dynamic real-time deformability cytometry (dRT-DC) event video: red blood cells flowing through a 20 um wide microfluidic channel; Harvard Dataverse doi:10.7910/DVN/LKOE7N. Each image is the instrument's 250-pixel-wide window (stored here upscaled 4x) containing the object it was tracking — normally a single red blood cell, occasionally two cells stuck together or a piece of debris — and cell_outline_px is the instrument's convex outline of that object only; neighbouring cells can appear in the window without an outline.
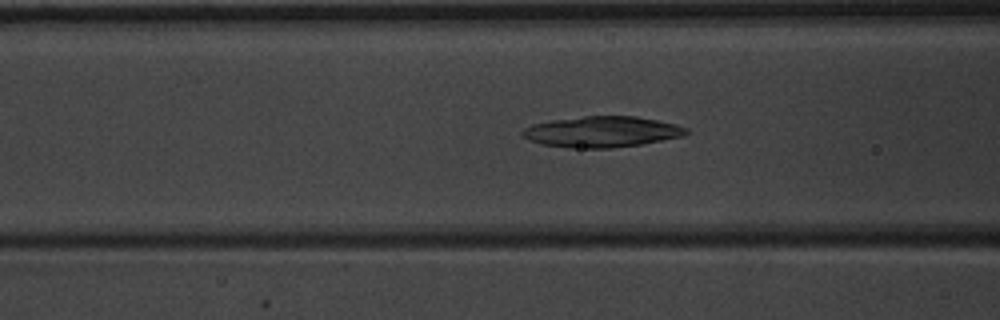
{"species": "common noctule bat (a hibernating species)", "species_latin": "Nyctalus noctula", "temperature_condition": "warm", "stored_images_in_passage": 45, "camera_frame_rate_fps": 3000, "um_per_image_px": 0.085, "animal": {"sex": "male", "body_mass_g": 20.1, "forearm_length_mm": 53.5}, "frame": {"image": 1, "passage_image": 21, "time_ms": 6.667, "image_size_px": [1000, 320], "cell_outline_px": [[688, 132], [684, 136], [640, 144], [612, 148], [568, 148], [540, 144], [528, 140], [520, 136], [520, 132], [524, 128], [532, 124], [552, 120], [584, 116], [636, 116], [676, 124], [688, 128]], "centroid_in_image_um": [51.11, 11.2], "position_along_channel_um": 115.5, "area_um2": 29.65}}
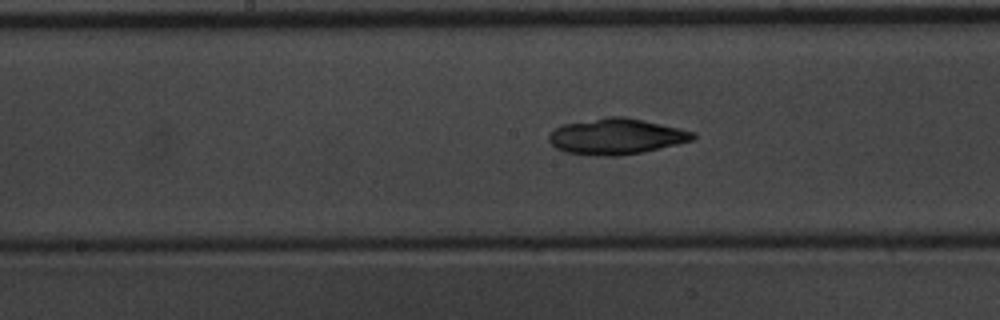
{"frame": {"image": 2, "passage_image": 27, "time_ms": 8.667, "image_size_px": [1000, 320], "cell_outline_px": [[696, 136], [692, 140], [660, 148], [620, 156], [604, 156], [564, 152], [556, 148], [548, 140], [548, 136], [556, 128], [564, 124], [608, 116], [624, 116], [696, 132]], "centroid_in_image_um": [52.37, 11.6], "position_along_channel_um": 195.8, "area_um2": 29.77}}
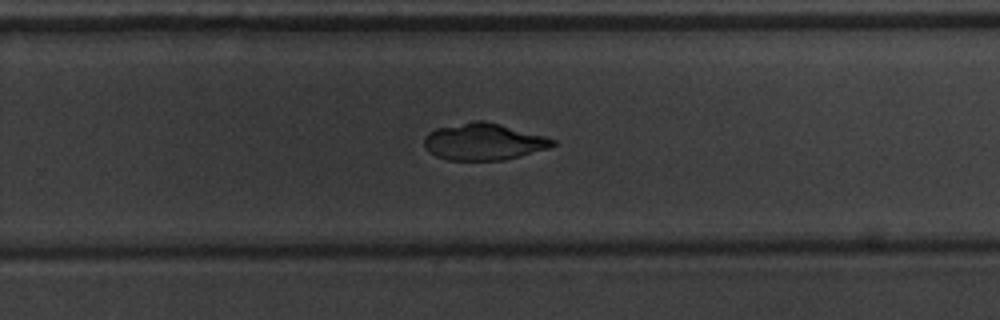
{"frame": {"image": 3, "passage_image": 34, "time_ms": 11.0, "image_size_px": [1000, 320], "cell_outline_px": [[556, 144], [548, 148], [520, 156], [504, 160], [448, 160], [436, 156], [428, 152], [424, 144], [424, 136], [428, 132], [436, 128], [472, 120], [484, 120], [544, 136], [556, 140]], "centroid_in_image_um": [41.07, 12.04], "position_along_channel_um": 288.7, "area_um2": 27.57}, "authors_computed_cell_mechanics": {"area_um2": 28.9578, "velocity_mm_per_s": 3.9979, "shape_relaxation_time_tau1_ms": 4.6873, "shape_relaxation_time_tau2_ms": 1.468, "deformation_change_tau1": 0.2258, "deformation_change_tau2": 0.0436}}